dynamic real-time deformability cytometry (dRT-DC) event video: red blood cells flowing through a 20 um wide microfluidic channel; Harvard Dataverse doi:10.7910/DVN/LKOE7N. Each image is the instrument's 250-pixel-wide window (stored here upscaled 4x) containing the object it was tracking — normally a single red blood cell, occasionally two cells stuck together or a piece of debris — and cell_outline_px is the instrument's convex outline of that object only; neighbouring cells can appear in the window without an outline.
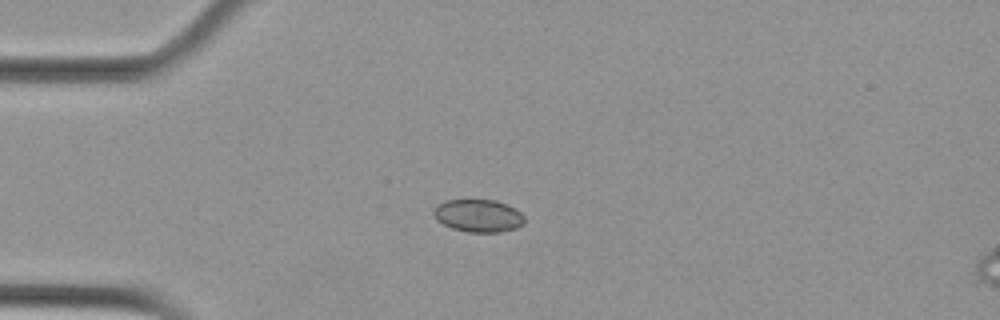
{"species": "Egyptian fruit bat (a non-hibernating species)", "species_latin": "Rousettus aegyptiacus", "temperature_condition": "cold", "stored_images_in_passage": 5, "camera_frame_rate_fps": 3000, "um_per_image_px": 0.085, "animal": {"sex": "female"}, "frame": {"image": 1, "passage_image": 3, "time_ms": 0.667, "image_size_px": [1000, 320], "cell_outline_px": [[524, 224], [516, 228], [500, 232], [468, 232], [452, 228], [436, 220], [432, 212], [436, 204], [448, 200], [496, 200], [508, 204], [516, 208], [524, 216]], "centroid_in_image_um": [40.66, 18.33], "position_along_channel_um": 44.3, "area_um2": 17.46}}
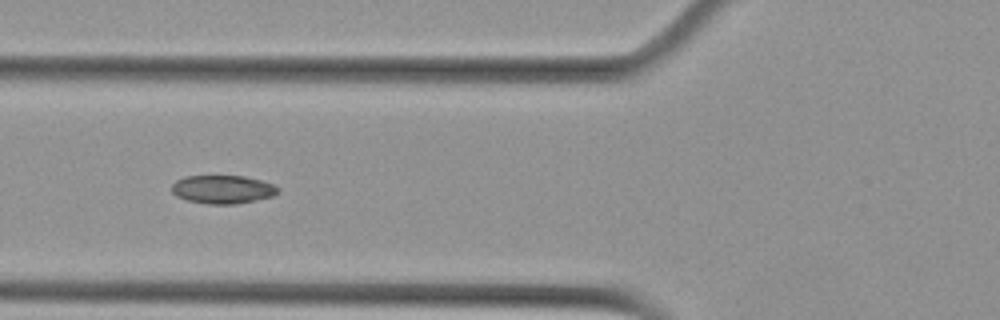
{"frame": {"image": 2, "passage_image": 5, "time_ms": 1.333, "image_size_px": [1000, 320], "cell_outline_px": [[280, 188], [272, 196], [256, 200], [236, 204], [208, 204], [188, 200], [176, 196], [172, 192], [172, 184], [176, 180], [184, 176], [244, 176], [260, 180], [272, 184]], "centroid_in_image_um": [18.9, 16.09], "position_along_channel_um": 106.9, "area_um2": 17.46}}